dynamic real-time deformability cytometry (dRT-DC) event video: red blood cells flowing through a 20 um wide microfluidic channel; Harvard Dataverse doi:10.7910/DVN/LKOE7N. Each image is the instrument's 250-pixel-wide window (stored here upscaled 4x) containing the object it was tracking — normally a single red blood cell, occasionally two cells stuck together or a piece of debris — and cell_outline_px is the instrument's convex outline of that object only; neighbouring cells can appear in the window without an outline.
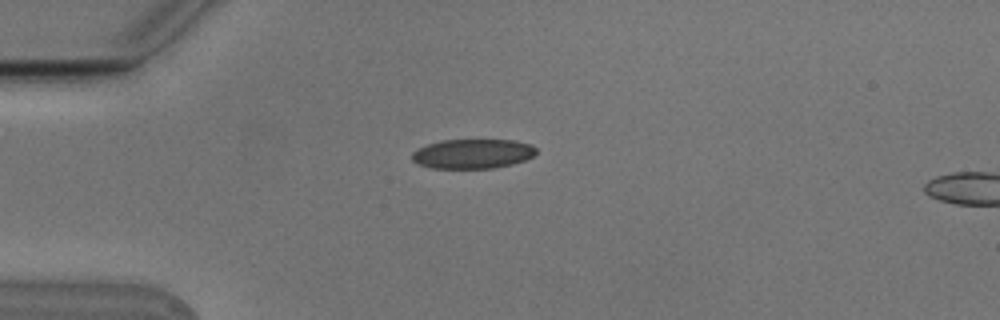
{"species": "Egyptian fruit bat (a non-hibernating species)", "species_latin": "Rousettus aegyptiacus", "temperature_condition": "cold", "stored_images_in_passage": 3, "camera_frame_rate_fps": 3000, "um_per_image_px": 0.085, "animal": {"sex": "male"}, "frame": {"image": 1, "passage_image": 2, "time_ms": 0.333, "image_size_px": [1000, 320], "cell_outline_px": [[536, 152], [532, 156], [524, 160], [512, 164], [496, 168], [432, 168], [420, 164], [412, 160], [412, 152], [428, 144], [440, 140], [516, 140], [532, 144], [536, 148]], "centroid_in_image_um": [40.2, 13.06], "position_along_channel_um": 44.8, "area_um2": 21.33}}